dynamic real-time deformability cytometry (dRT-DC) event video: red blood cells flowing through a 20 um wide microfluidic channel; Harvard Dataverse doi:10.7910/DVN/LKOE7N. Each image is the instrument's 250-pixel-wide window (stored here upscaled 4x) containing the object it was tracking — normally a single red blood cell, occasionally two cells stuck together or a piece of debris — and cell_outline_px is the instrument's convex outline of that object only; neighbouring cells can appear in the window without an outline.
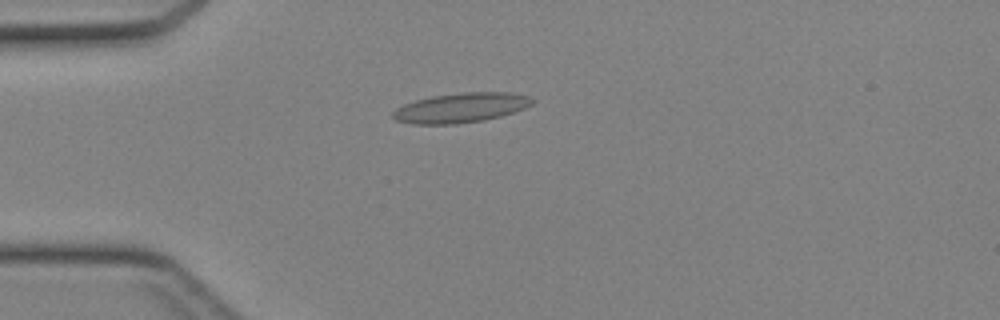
{"species": "Egyptian fruit bat (a non-hibernating species)", "species_latin": "Rousettus aegyptiacus", "temperature_condition": "cold", "stored_images_in_passage": 33, "camera_frame_rate_fps": 3000, "um_per_image_px": 0.085, "animal": {"sex": "female"}, "frame": {"image": 1, "passage_image": 1, "time_ms": 0.0, "image_size_px": [1000, 320], "cell_outline_px": [[536, 100], [532, 104], [524, 108], [500, 116], [484, 120], [456, 124], [412, 124], [396, 120], [392, 116], [392, 112], [396, 108], [404, 104], [416, 100], [432, 96], [464, 92], [508, 92], [528, 96]], "centroid_in_image_um": [39.16, 9.16], "position_along_channel_um": 45.8, "area_um2": 24.04}}
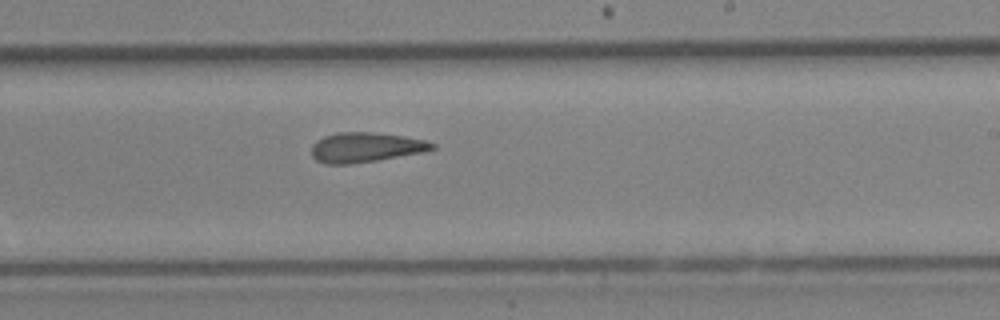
{"frame": {"image": 2, "passage_image": 16, "time_ms": 5.0, "image_size_px": [1000, 320], "cell_outline_px": [[436, 148], [424, 152], [376, 160], [348, 164], [324, 164], [316, 160], [312, 156], [312, 144], [316, 140], [324, 136], [336, 132], [368, 132], [404, 136], [424, 140], [436, 144]], "centroid_in_image_um": [31.05, 12.52], "position_along_channel_um": 257.9, "area_um2": 20.92}}
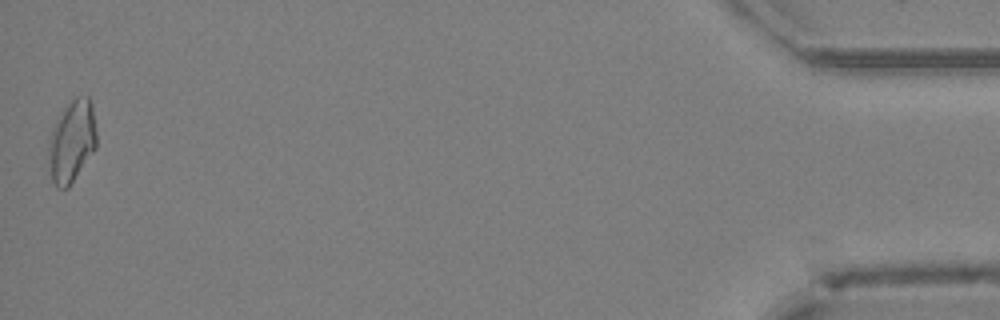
{"frame": {"image": 3, "passage_image": 33, "time_ms": 10.667, "image_size_px": [1000, 320], "cell_outline_px": [[96, 148], [68, 188], [56, 188], [52, 180], [48, 152], [48, 144], [52, 128], [56, 120], [64, 108], [76, 96], [88, 96], [92, 104], [96, 132]], "centroid_in_image_um": [6.1, 12.01], "position_along_channel_um": 429.1, "area_um2": 22.83}}